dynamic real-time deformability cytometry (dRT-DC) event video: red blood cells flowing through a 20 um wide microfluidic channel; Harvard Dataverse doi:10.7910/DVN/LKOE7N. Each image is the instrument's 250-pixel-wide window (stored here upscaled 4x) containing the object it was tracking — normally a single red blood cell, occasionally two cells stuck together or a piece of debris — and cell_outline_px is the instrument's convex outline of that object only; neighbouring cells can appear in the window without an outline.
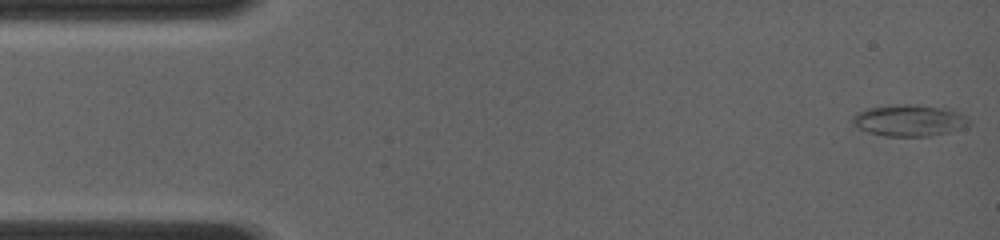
{"species": "common noctule bat (a hibernating species)", "species_latin": "Nyctalus noctula", "temperature_condition": "room temperature", "stored_images_in_passage": 54, "segment_of_instrument_passage": [1, 2], "camera_frame_rate_fps": 4000, "um_per_image_px": 0.085, "animal": {"sex": "female", "body_mass_g": 19.0, "forearm_length_mm": 56.7}, "frame": {"image": 1, "passage_image": 1, "time_ms": 0.0, "image_size_px": [1000, 240], "cell_outline_px": [[968, 124], [948, 132], [928, 136], [884, 136], [868, 132], [852, 124], [852, 116], [868, 108], [896, 104], [916, 104], [944, 108], [960, 112], [968, 116]], "centroid_in_image_um": [77.27, 10.22], "position_along_channel_um": 7.7, "area_um2": 21.21}}
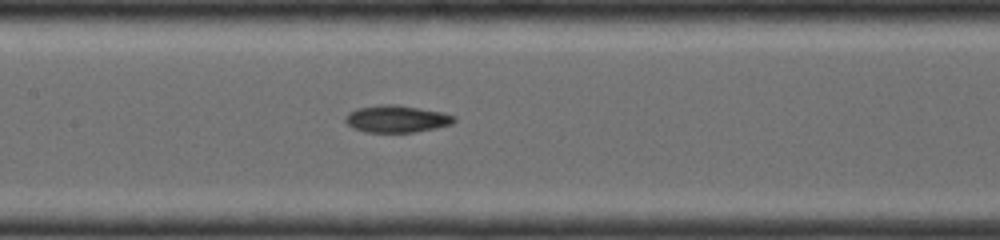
{"frame": {"image": 2, "passage_image": 27, "time_ms": 6.5, "image_size_px": [1000, 240], "cell_outline_px": [[456, 120], [452, 124], [436, 128], [416, 132], [364, 132], [352, 128], [344, 120], [344, 116], [348, 112], [356, 108], [380, 104], [396, 104], [444, 112], [456, 116]], "centroid_in_image_um": [33.7, 10.1], "position_along_channel_um": 173.7, "area_um2": 17.51}}
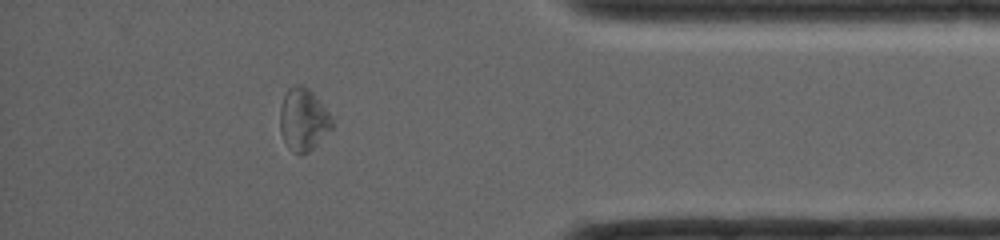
{"frame": {"image": 3, "passage_image": 48, "time_ms": 12.25, "image_size_px": [1000, 240], "cell_outline_px": [[332, 128], [308, 152], [300, 156], [292, 152], [288, 148], [280, 132], [280, 108], [284, 96], [288, 88], [296, 84], [300, 84], [308, 88], [320, 100], [328, 112], [332, 120]], "centroid_in_image_um": [25.76, 10.17], "position_along_channel_um": 409.4, "area_um2": 18.9}}